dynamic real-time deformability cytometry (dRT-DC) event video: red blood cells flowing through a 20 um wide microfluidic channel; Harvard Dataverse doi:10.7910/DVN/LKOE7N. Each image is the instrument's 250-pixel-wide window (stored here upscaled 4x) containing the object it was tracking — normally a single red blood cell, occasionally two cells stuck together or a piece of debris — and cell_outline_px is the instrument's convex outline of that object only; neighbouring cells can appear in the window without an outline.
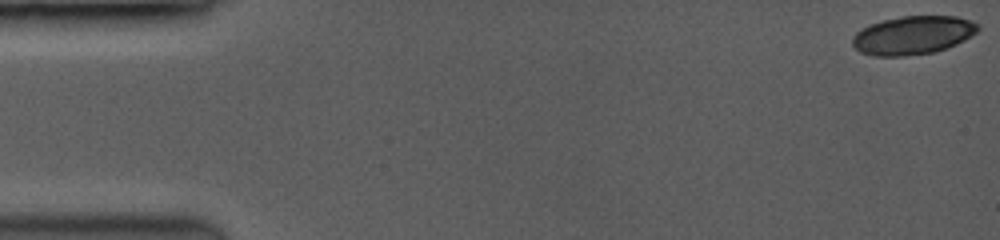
{"species": "common noctule bat (a hibernating species)", "species_latin": "Nyctalus noctula", "temperature_condition": "room temperature", "stored_images_in_passage": 77, "camera_frame_rate_fps": 3500, "um_per_image_px": 0.085, "animal": {"sex": "female", "body_mass_g": 19.0, "forearm_length_mm": 53.3}, "frame": {"image": 1, "passage_image": 1, "time_ms": 0.0, "image_size_px": [1000, 240], "cell_outline_px": [[980, 28], [976, 32], [944, 48], [932, 52], [896, 56], [880, 56], [860, 52], [852, 44], [852, 40], [856, 32], [872, 24], [884, 20], [904, 16], [956, 16], [968, 20], [976, 24]], "centroid_in_image_um": [77.55, 2.98], "position_along_channel_um": 7.5, "area_um2": 27.17}}
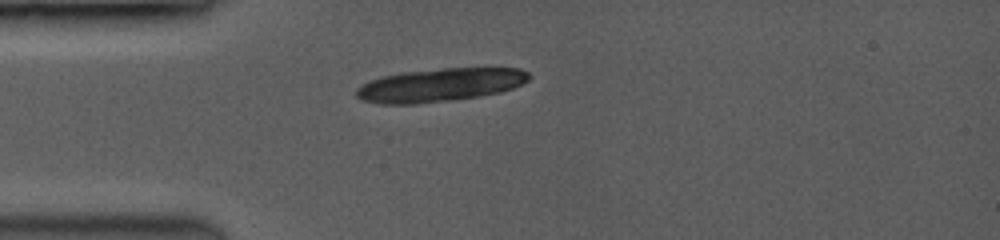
{"frame": {"image": 2, "passage_image": 15, "time_ms": 4.286, "image_size_px": [1000, 240], "cell_outline_px": [[528, 80], [512, 88], [500, 92], [476, 96], [412, 104], [384, 104], [364, 100], [356, 96], [356, 88], [372, 80], [384, 76], [404, 72], [444, 68], [520, 68], [528, 72]], "centroid_in_image_um": [37.4, 7.21], "position_along_channel_um": 47.6, "area_um2": 32.71}}